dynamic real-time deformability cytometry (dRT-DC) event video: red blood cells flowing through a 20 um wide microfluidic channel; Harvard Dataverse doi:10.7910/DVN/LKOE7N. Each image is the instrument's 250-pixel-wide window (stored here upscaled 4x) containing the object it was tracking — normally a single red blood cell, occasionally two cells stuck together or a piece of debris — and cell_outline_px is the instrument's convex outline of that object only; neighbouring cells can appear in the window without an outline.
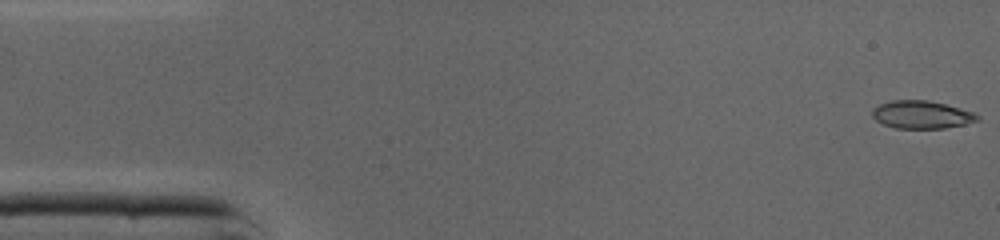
{"species": "common noctule bat (a hibernating species)", "species_latin": "Nyctalus noctula", "temperature_condition": "cold", "stored_images_in_passage": 45, "camera_frame_rate_fps": 3000, "um_per_image_px": 0.085, "animal": {"sex": "male", "body_mass_g": 19.0, "forearm_length_mm": 50.8}, "frame": {"image": 1, "passage_image": 1, "time_ms": 0.0, "image_size_px": [1000, 240], "cell_outline_px": [[980, 120], [964, 124], [944, 128], [896, 128], [884, 124], [876, 120], [872, 116], [872, 108], [880, 104], [892, 100], [928, 100], [976, 112], [980, 116]], "centroid_in_image_um": [78.36, 9.74], "position_along_channel_um": 6.6, "area_um2": 17.05}}
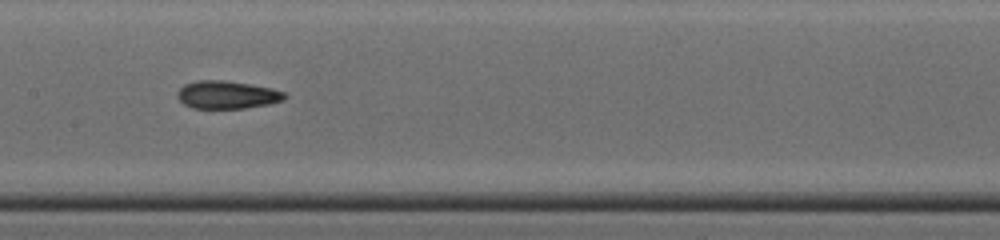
{"frame": {"image": 2, "passage_image": 22, "time_ms": 7.0, "image_size_px": [1000, 240], "cell_outline_px": [[288, 96], [284, 100], [272, 104], [244, 108], [192, 108], [184, 104], [176, 96], [176, 92], [184, 84], [196, 80], [224, 80], [272, 88], [284, 92]], "centroid_in_image_um": [19.3, 8.06], "position_along_channel_um": 188.1, "area_um2": 17.57}}
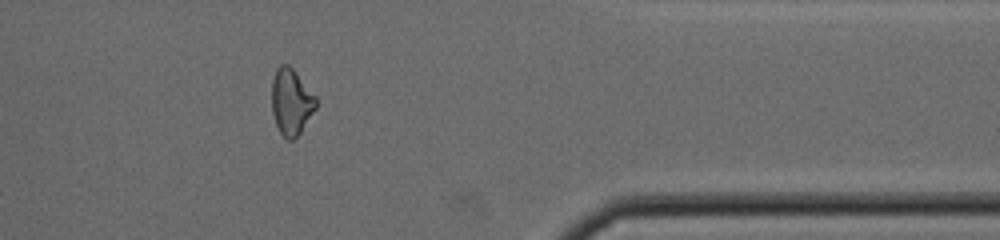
{"frame": {"image": 3, "passage_image": 37, "time_ms": 12.0, "image_size_px": [1000, 240], "cell_outline_px": [[316, 108], [300, 132], [292, 140], [288, 140], [280, 132], [276, 124], [272, 112], [272, 80], [276, 68], [280, 64], [288, 64], [292, 68], [316, 96]], "centroid_in_image_um": [24.74, 8.63], "position_along_channel_um": 386.7, "area_um2": 16.88}, "authors_computed_cell_mechanics": {"area_um2": 17.4556, "velocity_mm_per_s": 4.3949, "shape_relaxation_time_tau1_ms": 7.2258, "shape_relaxation_time_tau2_ms": 2.4974, "deformation_change_tau1": 0.2058, "deformation_change_tau2": 0.087}}